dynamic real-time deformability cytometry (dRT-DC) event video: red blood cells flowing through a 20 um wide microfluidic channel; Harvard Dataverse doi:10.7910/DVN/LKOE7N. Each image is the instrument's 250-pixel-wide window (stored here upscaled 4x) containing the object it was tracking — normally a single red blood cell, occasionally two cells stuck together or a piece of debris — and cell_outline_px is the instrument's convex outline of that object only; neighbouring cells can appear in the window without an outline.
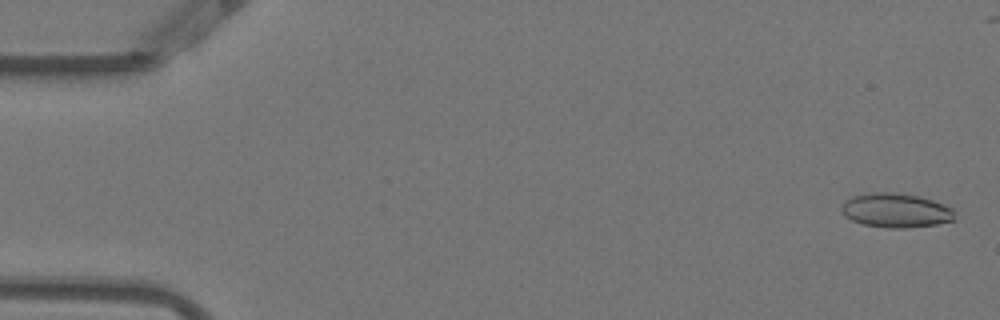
{"species": "Egyptian fruit bat (a non-hibernating species)", "species_latin": "Rousettus aegyptiacus", "temperature_condition": "warm", "stored_images_in_passage": 17, "camera_frame_rate_fps": 3000, "um_per_image_px": 0.085, "animal": {"sex": "female"}, "frame": {"image": 1, "passage_image": 2, "time_ms": 0.333, "image_size_px": [1000, 320], "cell_outline_px": [[956, 220], [936, 224], [908, 228], [888, 228], [864, 224], [852, 220], [844, 216], [840, 212], [840, 208], [844, 200], [852, 196], [872, 192], [896, 192], [920, 196], [944, 204], [952, 208]], "centroid_in_image_um": [76.13, 17.88], "position_along_channel_um": 8.9, "area_um2": 22.89}}
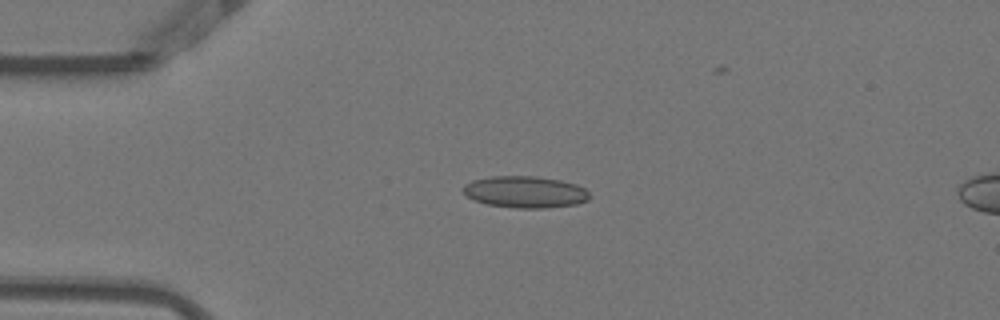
{"frame": {"image": 2, "passage_image": 13, "time_ms": 4.0, "image_size_px": [1000, 320], "cell_outline_px": [[592, 196], [588, 200], [576, 204], [544, 208], [516, 208], [488, 204], [476, 200], [468, 196], [464, 192], [464, 184], [472, 180], [492, 176], [536, 176], [560, 180], [576, 184], [584, 188]], "centroid_in_image_um": [44.67, 16.31], "position_along_channel_um": 40.3, "area_um2": 23.24}}